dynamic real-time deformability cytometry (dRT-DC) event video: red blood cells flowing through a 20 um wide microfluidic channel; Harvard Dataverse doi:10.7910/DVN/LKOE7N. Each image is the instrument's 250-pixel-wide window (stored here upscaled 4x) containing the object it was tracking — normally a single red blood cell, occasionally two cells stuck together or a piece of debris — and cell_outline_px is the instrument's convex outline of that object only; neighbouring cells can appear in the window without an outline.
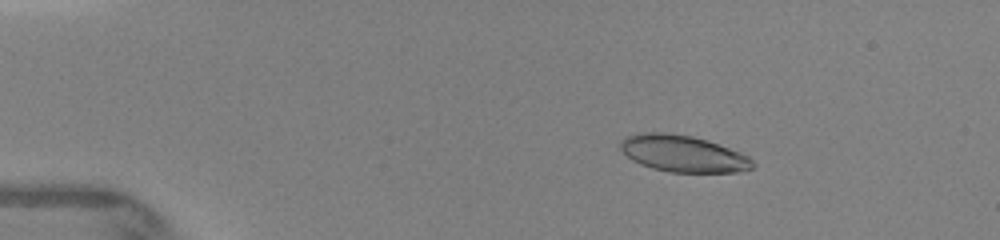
{"species": "human", "species_latin": "Homo sapiens", "temperature_condition": "warm", "stored_images_in_passage": 24, "camera_frame_rate_fps": 3000, "um_per_image_px": 0.085, "donor": {"sex": "female"}, "frame": {"image": 1, "passage_image": 11, "time_ms": 2.0, "image_size_px": [1000, 240], "cell_outline_px": [[756, 164], [752, 168], [740, 172], [672, 172], [652, 168], [640, 164], [632, 160], [620, 148], [620, 140], [624, 136], [636, 132], [668, 132], [692, 136], [708, 140], [740, 152], [748, 156]], "centroid_in_image_um": [58.04, 13.04], "position_along_channel_um": 27.0, "area_um2": 28.5}}
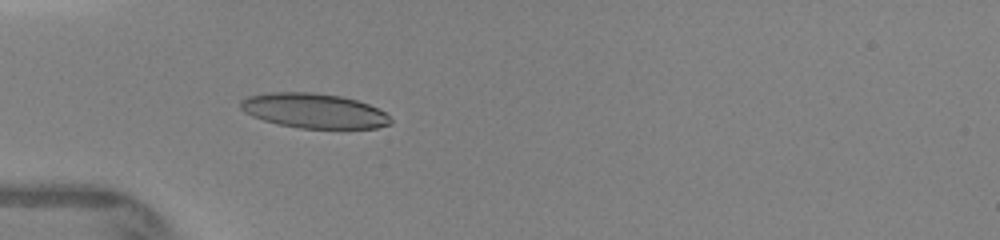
{"frame": {"image": 2, "passage_image": 23, "time_ms": 4.333, "image_size_px": [1000, 240], "cell_outline_px": [[392, 124], [376, 128], [300, 128], [280, 124], [264, 120], [252, 116], [244, 112], [240, 108], [240, 100], [248, 96], [268, 92], [312, 92], [340, 96], [356, 100], [368, 104], [384, 112], [392, 120]], "centroid_in_image_um": [26.66, 9.41], "position_along_channel_um": 58.3, "area_um2": 30.29}}